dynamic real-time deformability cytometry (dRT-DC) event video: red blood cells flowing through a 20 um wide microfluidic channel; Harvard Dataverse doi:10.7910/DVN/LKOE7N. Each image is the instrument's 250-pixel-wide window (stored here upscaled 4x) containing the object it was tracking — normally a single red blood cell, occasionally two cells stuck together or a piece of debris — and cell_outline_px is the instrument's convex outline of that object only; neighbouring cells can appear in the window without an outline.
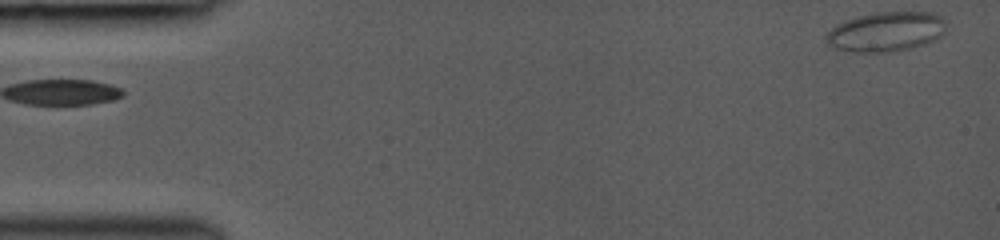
{"species": "common noctule bat (a hibernating species)", "species_latin": "Nyctalus noctula", "temperature_condition": "room temperature", "stored_images_in_passage": 42, "camera_frame_rate_fps": 3000, "um_per_image_px": 0.085, "animal": {"sex": "female", "body_mass_g": 19.0, "forearm_length_mm": 53.3}, "frame": {"image": 1, "passage_image": 1, "time_ms": 0.0, "image_size_px": [1000, 240], "cell_outline_px": [[948, 24], [944, 32], [940, 36], [924, 44], [912, 48], [892, 52], [852, 52], [836, 48], [828, 44], [824, 40], [824, 36], [832, 28], [844, 20], [860, 16], [880, 12], [936, 12]], "centroid_in_image_um": [75.33, 2.7], "position_along_channel_um": 9.7, "area_um2": 27.86}}
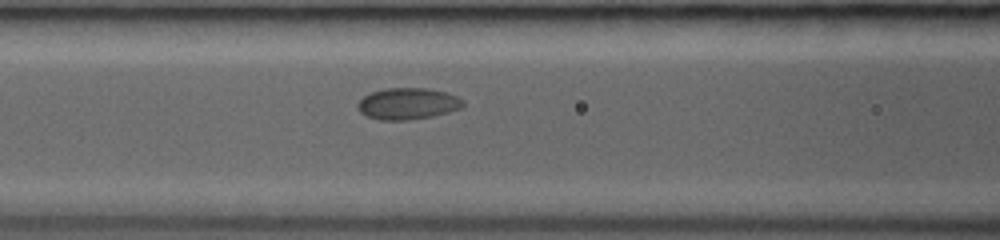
{"frame": {"image": 2, "passage_image": 18, "time_ms": 5.667, "image_size_px": [1000, 240], "cell_outline_px": [[464, 108], [432, 116], [408, 120], [380, 120], [368, 116], [360, 112], [356, 108], [356, 104], [364, 96], [372, 92], [384, 88], [428, 88], [444, 92], [456, 96], [464, 100]], "centroid_in_image_um": [34.66, 8.81], "position_along_channel_um": 131.9, "area_um2": 19.42}}
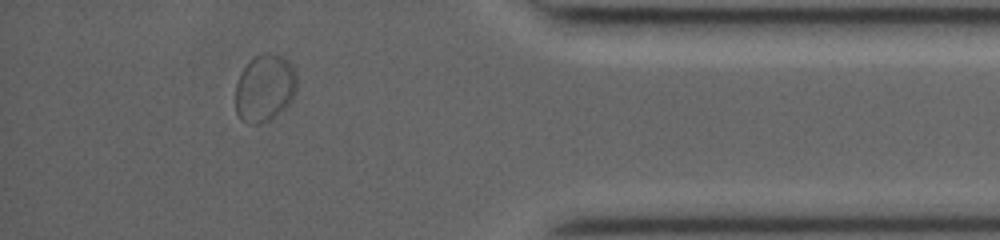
{"frame": {"image": 3, "passage_image": 37, "time_ms": 12.0, "image_size_px": [1000, 240], "cell_outline_px": [[296, 92], [292, 100], [280, 112], [268, 120], [260, 124], [248, 124], [240, 120], [236, 112], [236, 84], [240, 72], [260, 52], [268, 52], [284, 56], [288, 60], [296, 72]], "centroid_in_image_um": [22.5, 7.48], "position_along_channel_um": 412.7, "area_um2": 24.28}, "authors_computed_cell_mechanics": {"area_um2": 19.7387, "velocity_mm_per_s": 4.1124, "shape_relaxation_time_tau1_ms": 0.7187, "shape_relaxation_time_tau2_ms": 1.4313, "deformation_change_tau1": 0.0325, "deformation_change_tau2": 0.0231}}